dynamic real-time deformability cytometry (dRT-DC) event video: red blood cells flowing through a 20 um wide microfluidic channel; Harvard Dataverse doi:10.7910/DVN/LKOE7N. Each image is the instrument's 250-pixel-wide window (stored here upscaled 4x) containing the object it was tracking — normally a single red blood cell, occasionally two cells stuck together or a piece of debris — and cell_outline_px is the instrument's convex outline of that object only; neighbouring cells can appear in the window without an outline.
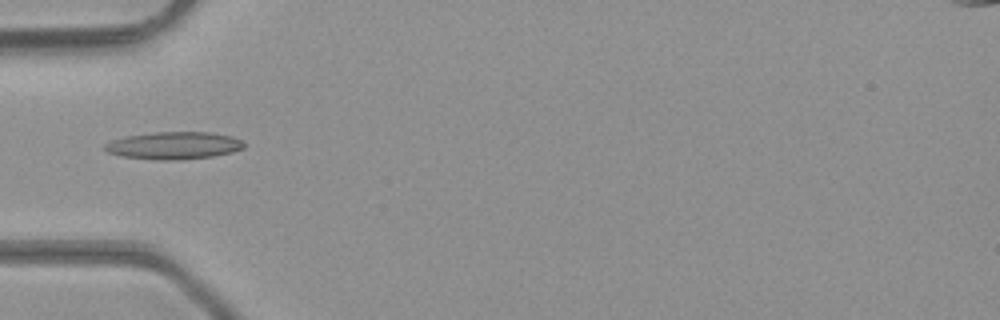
{"species": "common noctule bat (a hibernating species)", "species_latin": "Nyctalus noctula", "temperature_condition": "room temperature", "stored_images_in_passage": 2, "camera_frame_rate_fps": 3000, "um_per_image_px": 0.085, "animal": {"sex": "male", "body_mass_g": 23.1, "forearm_length_mm": 52.7}, "frame": {"image": 1, "passage_image": 1, "time_ms": 0.0, "image_size_px": [1000, 320], "cell_outline_px": [[244, 148], [232, 152], [212, 156], [180, 160], [156, 160], [120, 156], [108, 152], [104, 148], [104, 144], [112, 140], [124, 136], [152, 132], [208, 132], [232, 136], [244, 140]], "centroid_in_image_um": [14.77, 12.37], "position_along_channel_um": 70.2, "area_um2": 22.43}}
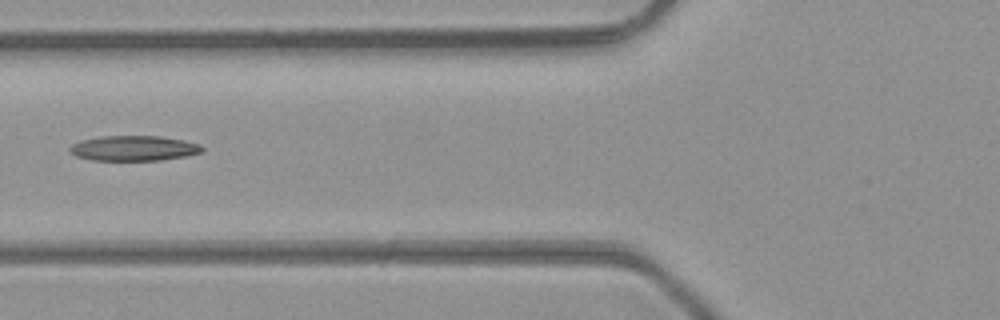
{"frame": {"image": 2, "passage_image": 2, "time_ms": 0.333, "image_size_px": [1000, 320], "cell_outline_px": [[204, 148], [200, 152], [184, 156], [160, 160], [92, 160], [76, 156], [68, 148], [72, 144], [80, 140], [100, 136], [160, 136], [184, 140], [200, 144]], "centroid_in_image_um": [11.35, 12.59], "position_along_channel_um": 114.5, "area_um2": 19.31}}